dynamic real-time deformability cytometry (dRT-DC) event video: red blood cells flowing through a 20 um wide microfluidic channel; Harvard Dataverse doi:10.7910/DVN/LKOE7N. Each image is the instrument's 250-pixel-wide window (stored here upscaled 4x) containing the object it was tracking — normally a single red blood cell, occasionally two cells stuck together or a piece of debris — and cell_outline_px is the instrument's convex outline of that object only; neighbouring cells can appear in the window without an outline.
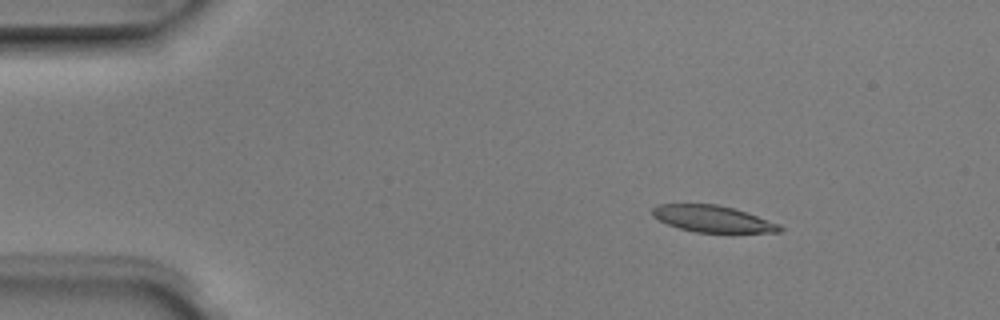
{"species": "Egyptian fruit bat (a non-hibernating species)", "species_latin": "Rousettus aegyptiacus", "temperature_condition": "room temperature", "stored_images_in_passage": 4, "camera_frame_rate_fps": 3000, "um_per_image_px": 0.085, "animal": {"sex": "male"}, "frame": {"image": 1, "passage_image": 2, "time_ms": 0.333, "image_size_px": [1000, 320], "cell_outline_px": [[784, 228], [780, 232], [696, 232], [680, 228], [668, 224], [652, 216], [652, 208], [656, 204], [716, 204], [748, 212], [780, 224]], "centroid_in_image_um": [60.59, 18.59], "position_along_channel_um": 24.4, "area_um2": 19.65}}